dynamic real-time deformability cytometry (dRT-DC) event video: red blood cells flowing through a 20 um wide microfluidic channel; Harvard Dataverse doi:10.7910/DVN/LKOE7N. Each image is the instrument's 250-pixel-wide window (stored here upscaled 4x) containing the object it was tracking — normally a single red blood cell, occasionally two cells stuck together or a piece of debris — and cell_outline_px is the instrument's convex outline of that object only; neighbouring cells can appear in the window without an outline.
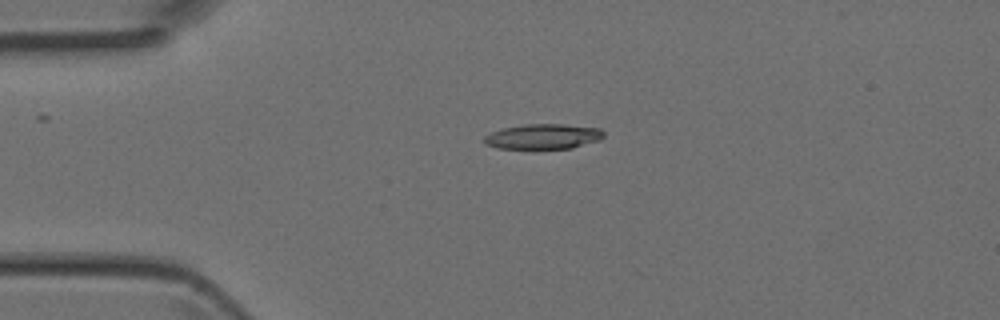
{"species": "Egyptian fruit bat (a non-hibernating species)", "species_latin": "Rousettus aegyptiacus", "temperature_condition": "room temperature", "stored_images_in_passage": 7, "camera_frame_rate_fps": 3000, "um_per_image_px": 0.085, "animal": {"sex": "female"}, "frame": {"image": 1, "passage_image": 4, "time_ms": 1.0, "image_size_px": [1000, 320], "cell_outline_px": [[604, 136], [600, 140], [572, 148], [496, 148], [488, 144], [484, 140], [484, 136], [492, 132], [504, 128], [524, 124], [564, 124], [600, 128], [604, 132]], "centroid_in_image_um": [46.22, 11.59], "position_along_channel_um": 38.8, "area_um2": 17.34}}
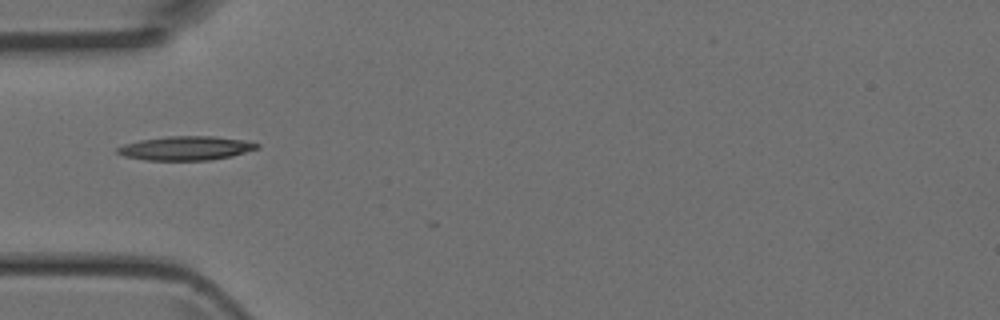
{"frame": {"image": 2, "passage_image": 5, "time_ms": 1.333, "image_size_px": [1000, 320], "cell_outline_px": [[260, 148], [232, 156], [208, 160], [144, 160], [124, 156], [116, 152], [116, 148], [124, 144], [140, 140], [168, 136], [212, 136], [244, 140], [260, 144]], "centroid_in_image_um": [15.8, 12.59], "position_along_channel_um": 69.2, "area_um2": 19.54}}
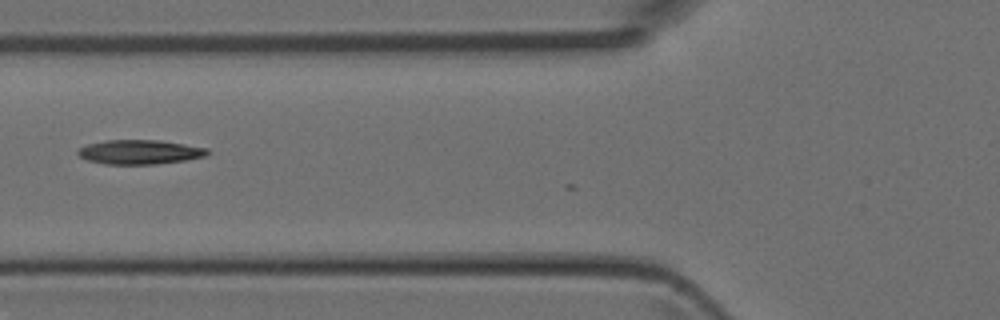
{"frame": {"image": 3, "passage_image": 6, "time_ms": 1.667, "image_size_px": [1000, 320], "cell_outline_px": [[208, 152], [204, 156], [184, 160], [156, 164], [104, 164], [88, 160], [80, 156], [76, 152], [80, 148], [88, 144], [108, 140], [160, 140], [208, 148]], "centroid_in_image_um": [11.86, 12.92], "position_along_channel_um": 113.9, "area_um2": 18.15}}